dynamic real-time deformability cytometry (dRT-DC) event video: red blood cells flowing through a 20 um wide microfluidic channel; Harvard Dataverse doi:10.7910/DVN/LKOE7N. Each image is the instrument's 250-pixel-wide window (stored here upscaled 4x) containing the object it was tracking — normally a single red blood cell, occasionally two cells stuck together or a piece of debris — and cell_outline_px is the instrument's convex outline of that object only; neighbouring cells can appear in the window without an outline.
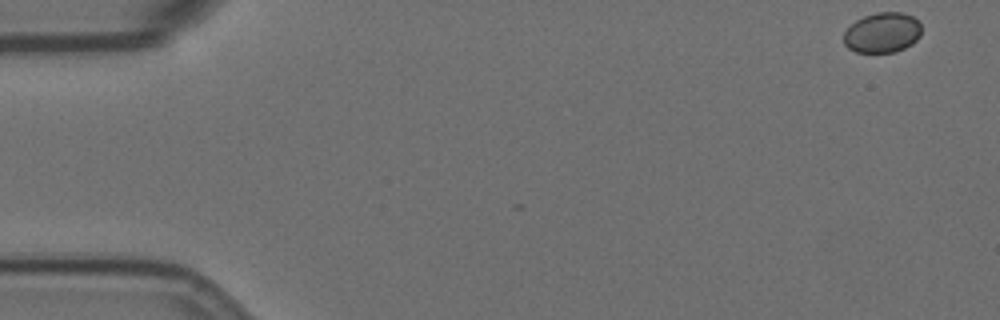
{"species": "Egyptian fruit bat (a non-hibernating species)", "species_latin": "Rousettus aegyptiacus", "temperature_condition": "room temperature", "stored_images_in_passage": 5, "camera_frame_rate_fps": 3000, "um_per_image_px": 0.085, "animal": {"sex": "female"}, "frame": {"image": 1, "passage_image": 1, "time_ms": 0.0, "image_size_px": [1000, 320], "cell_outline_px": [[920, 36], [912, 44], [896, 52], [856, 52], [848, 48], [844, 44], [844, 32], [856, 20], [864, 16], [876, 12], [900, 12], [912, 16], [920, 24]], "centroid_in_image_um": [74.99, 2.78], "position_along_channel_um": 10.0, "area_um2": 18.15}}